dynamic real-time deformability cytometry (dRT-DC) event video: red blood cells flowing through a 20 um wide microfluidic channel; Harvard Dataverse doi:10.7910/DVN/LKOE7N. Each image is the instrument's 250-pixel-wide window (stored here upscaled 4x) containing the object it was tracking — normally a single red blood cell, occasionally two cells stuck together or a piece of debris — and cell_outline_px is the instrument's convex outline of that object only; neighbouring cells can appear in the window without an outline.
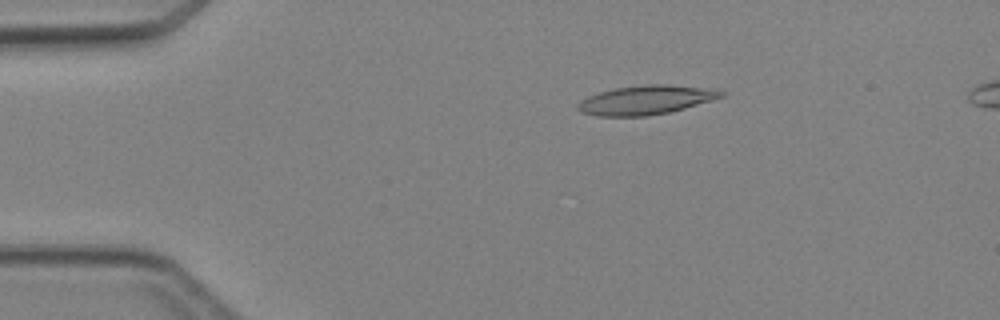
{"species": "Egyptian fruit bat (a non-hibernating species)", "species_latin": "Rousettus aegyptiacus", "temperature_condition": "cold", "stored_images_in_passage": 4, "camera_frame_rate_fps": 3000, "um_per_image_px": 0.085, "animal": {"sex": "female"}, "frame": {"image": 1, "passage_image": 2, "time_ms": 2.0, "image_size_px": [1000, 320], "cell_outline_px": [[728, 92], [724, 96], [684, 108], [668, 112], [648, 116], [596, 116], [580, 112], [576, 108], [576, 104], [580, 100], [588, 96], [600, 92], [616, 88], [644, 84], [668, 84], [716, 88]], "centroid_in_image_um": [54.92, 8.48], "position_along_channel_um": 30.1, "area_um2": 24.57}}